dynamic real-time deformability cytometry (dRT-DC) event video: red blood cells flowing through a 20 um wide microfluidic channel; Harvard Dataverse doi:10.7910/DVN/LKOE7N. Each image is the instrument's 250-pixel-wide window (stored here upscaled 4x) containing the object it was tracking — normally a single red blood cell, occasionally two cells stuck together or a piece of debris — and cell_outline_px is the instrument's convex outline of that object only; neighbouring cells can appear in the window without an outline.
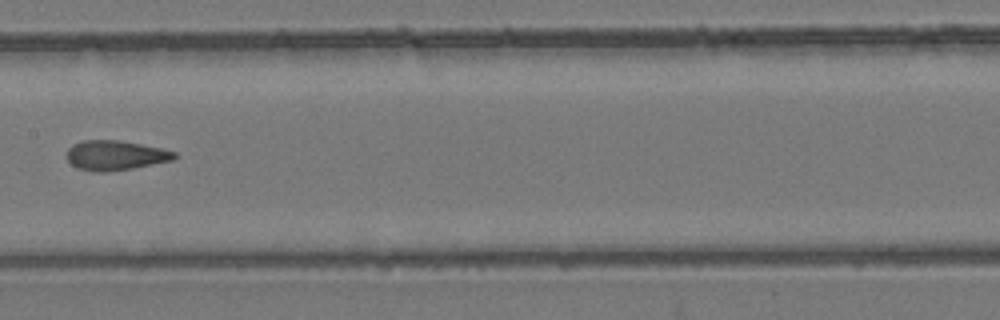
{"species": "common noctule bat (a hibernating species)", "species_latin": "Nyctalus noctula", "temperature_condition": "room temperature", "stored_images_in_passage": 10, "camera_frame_rate_fps": 3000, "um_per_image_px": 0.085, "animal": {"sex": "female", "body_mass_g": 24.6, "forearm_length_mm": 56.2}, "frame": {"image": 1, "passage_image": 9, "time_ms": 2.667, "image_size_px": [1000, 320], "cell_outline_px": [[180, 156], [172, 160], [132, 168], [104, 172], [96, 172], [76, 168], [64, 156], [68, 148], [72, 144], [84, 140], [120, 140], [164, 148], [176, 152]], "centroid_in_image_um": [9.8, 13.19], "position_along_channel_um": 197.6, "area_um2": 18.9}}
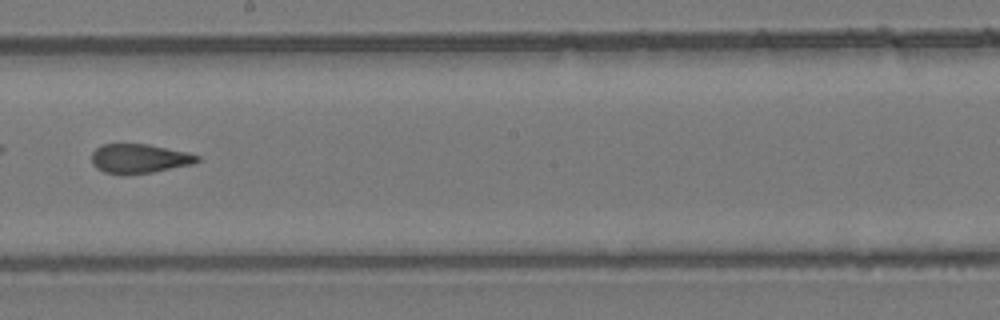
{"frame": {"image": 2, "passage_image": 10, "time_ms": 3.0, "image_size_px": [1000, 320], "cell_outline_px": [[200, 160], [192, 164], [152, 172], [124, 176], [120, 176], [104, 172], [96, 168], [92, 164], [92, 152], [100, 144], [148, 144], [188, 152], [200, 156]], "centroid_in_image_um": [11.8, 13.49], "position_along_channel_um": 236.4, "area_um2": 18.32}}